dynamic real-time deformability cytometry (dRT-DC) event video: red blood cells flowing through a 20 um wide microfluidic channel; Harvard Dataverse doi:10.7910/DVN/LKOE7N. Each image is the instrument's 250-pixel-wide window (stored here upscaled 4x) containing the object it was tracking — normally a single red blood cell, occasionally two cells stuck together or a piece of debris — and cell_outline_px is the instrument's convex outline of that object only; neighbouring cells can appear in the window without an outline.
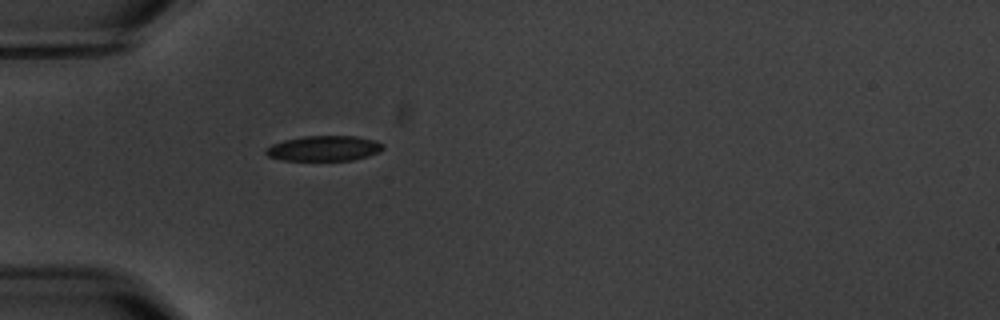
{"species": "common noctule bat (a hibernating species)", "species_latin": "Nyctalus noctula", "temperature_condition": "warm", "stored_images_in_passage": 1, "camera_frame_rate_fps": 3000, "um_per_image_px": 0.085, "animal": {"sex": "male", "body_mass_g": 20.1, "forearm_length_mm": 53.5}, "frame": {"image": 1, "passage_image": 1, "time_ms": 0.0, "image_size_px": [1000, 320], "cell_outline_px": [[384, 148], [380, 152], [368, 156], [352, 160], [284, 160], [268, 156], [264, 152], [264, 148], [272, 144], [284, 140], [304, 136], [356, 136], [376, 140], [384, 144]], "centroid_in_image_um": [27.56, 12.6], "position_along_channel_um": 57.4, "area_um2": 17.34}}